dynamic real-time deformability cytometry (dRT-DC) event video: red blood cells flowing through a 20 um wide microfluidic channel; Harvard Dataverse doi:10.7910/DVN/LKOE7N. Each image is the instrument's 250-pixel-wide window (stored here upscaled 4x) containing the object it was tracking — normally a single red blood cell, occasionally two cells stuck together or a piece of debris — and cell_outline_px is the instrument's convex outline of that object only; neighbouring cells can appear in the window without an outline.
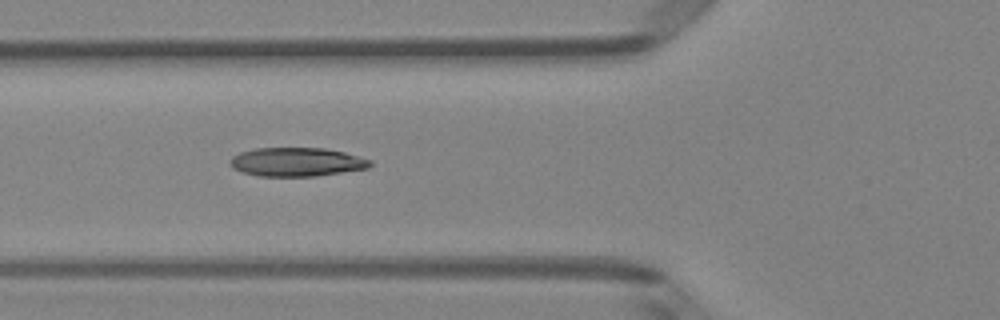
{"species": "Egyptian fruit bat (a non-hibernating species)", "species_latin": "Rousettus aegyptiacus", "temperature_condition": "room temperature", "stored_images_in_passage": 8, "camera_frame_rate_fps": 3000, "um_per_image_px": 0.085, "animal": {"sex": "female"}, "frame": {"image": 1, "passage_image": 6, "time_ms": 1.667, "image_size_px": [1000, 320], "cell_outline_px": [[372, 164], [368, 168], [316, 176], [256, 176], [240, 172], [232, 168], [228, 164], [228, 160], [232, 156], [240, 152], [256, 148], [324, 148], [344, 152], [372, 160]], "centroid_in_image_um": [25.16, 13.77], "position_along_channel_um": 100.6, "area_um2": 23.7}}
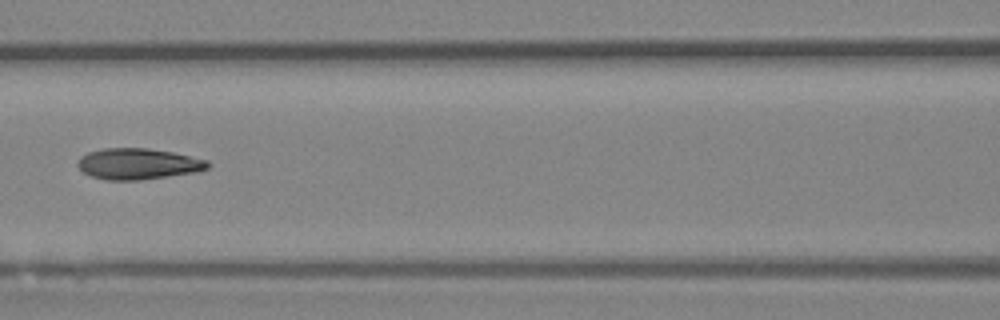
{"frame": {"image": 2, "passage_image": 7, "time_ms": 2.0, "image_size_px": [1000, 320], "cell_outline_px": [[212, 164], [208, 168], [200, 172], [140, 180], [108, 180], [92, 176], [84, 172], [76, 164], [80, 156], [88, 152], [104, 148], [148, 148], [172, 152], [208, 160]], "centroid_in_image_um": [11.78, 13.93], "position_along_channel_um": 154.8, "area_um2": 23.7}}
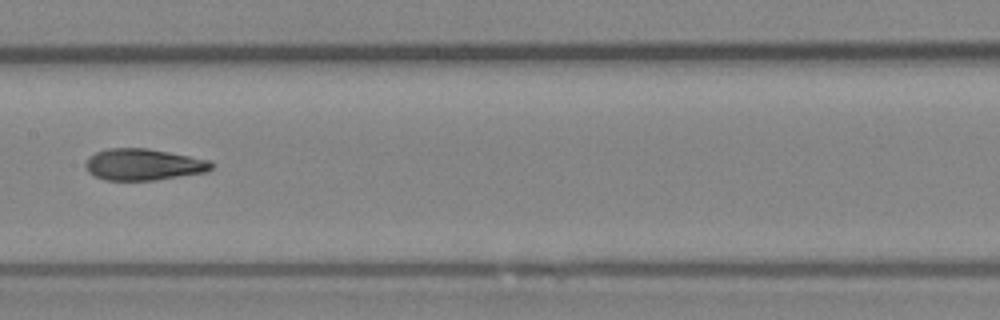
{"frame": {"image": 3, "passage_image": 8, "time_ms": 2.333, "image_size_px": [1000, 320], "cell_outline_px": [[216, 164], [208, 172], [152, 180], [104, 180], [92, 176], [88, 172], [84, 164], [88, 156], [96, 152], [108, 148], [148, 148], [212, 160]], "centroid_in_image_um": [12.2, 13.98], "position_along_channel_um": 195.2, "area_um2": 23.47}}